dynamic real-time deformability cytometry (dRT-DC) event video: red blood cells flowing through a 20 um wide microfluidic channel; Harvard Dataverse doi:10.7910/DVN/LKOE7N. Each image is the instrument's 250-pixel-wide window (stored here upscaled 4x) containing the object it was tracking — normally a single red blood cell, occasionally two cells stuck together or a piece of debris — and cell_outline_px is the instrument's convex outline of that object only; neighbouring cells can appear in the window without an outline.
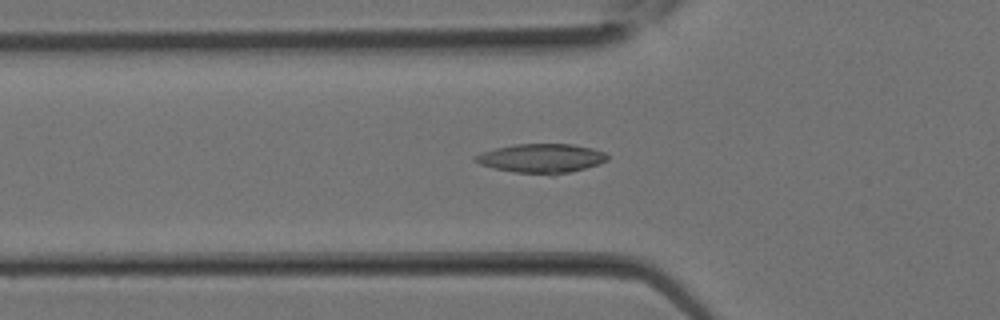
{"species": "Egyptian fruit bat (a non-hibernating species)", "species_latin": "Rousettus aegyptiacus", "temperature_condition": "room temperature", "stored_images_in_passage": 22, "camera_frame_rate_fps": 3000, "um_per_image_px": 0.085, "animal": {"sex": "female"}, "frame": {"image": 1, "passage_image": 2, "time_ms": 0.333, "image_size_px": [1000, 320], "cell_outline_px": [[608, 160], [600, 164], [552, 176], [516, 172], [496, 168], [480, 164], [472, 160], [472, 156], [480, 152], [496, 148], [516, 144], [572, 144], [592, 148], [604, 152], [608, 156]], "centroid_in_image_um": [46.0, 13.46], "position_along_channel_um": 79.8, "area_um2": 22.54}}
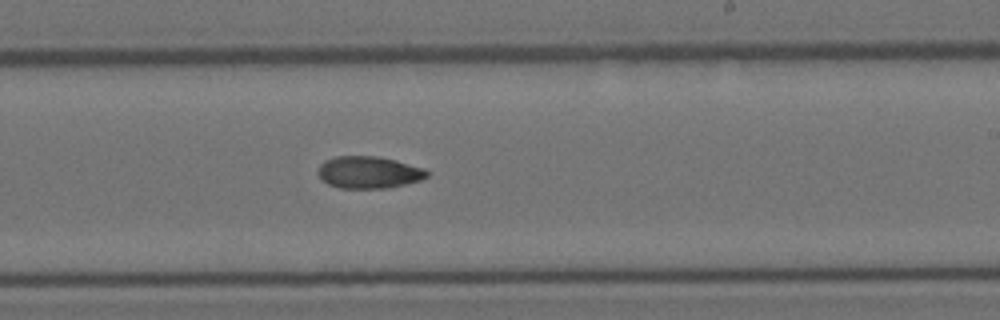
{"frame": {"image": 2, "passage_image": 10, "time_ms": 3.0, "image_size_px": [1000, 320], "cell_outline_px": [[428, 176], [420, 180], [404, 184], [384, 188], [340, 188], [328, 184], [320, 180], [316, 172], [320, 164], [324, 160], [336, 156], [376, 156], [396, 160], [424, 168], [428, 172]], "centroid_in_image_um": [31.29, 14.64], "position_along_channel_um": 257.7, "area_um2": 20.46}}
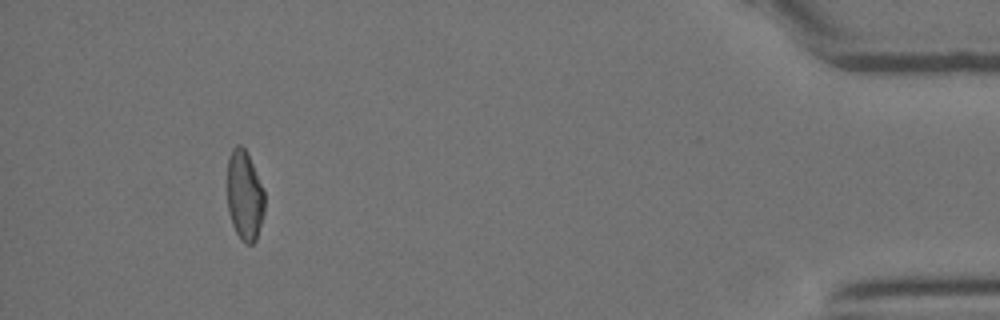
{"frame": {"image": 3, "passage_image": 20, "time_ms": 6.333, "image_size_px": [1000, 320], "cell_outline_px": [[264, 212], [256, 240], [252, 244], [244, 244], [240, 240], [232, 224], [228, 212], [228, 156], [232, 148], [236, 144], [240, 144], [248, 152], [264, 192]], "centroid_in_image_um": [20.78, 16.62], "position_along_channel_um": 414.4, "area_um2": 19.65}}